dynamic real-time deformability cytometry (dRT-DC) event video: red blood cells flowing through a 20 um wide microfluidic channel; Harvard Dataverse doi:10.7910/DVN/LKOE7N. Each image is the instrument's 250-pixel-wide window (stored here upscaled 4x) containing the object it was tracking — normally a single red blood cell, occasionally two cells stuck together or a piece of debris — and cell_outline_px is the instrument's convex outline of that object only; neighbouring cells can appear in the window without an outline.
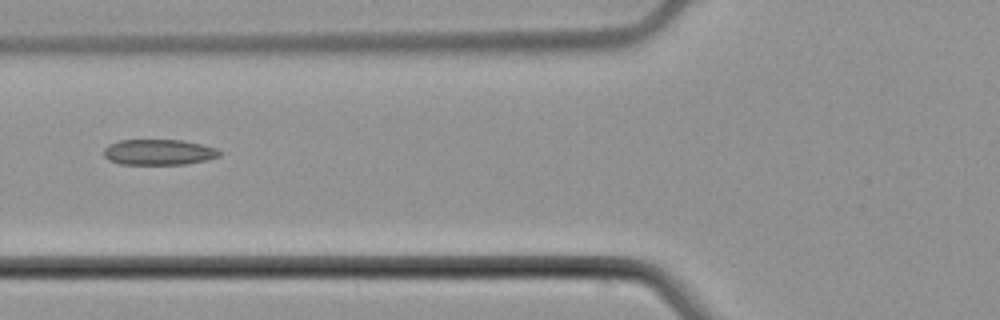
{"species": "common noctule bat (a hibernating species)", "species_latin": "Nyctalus noctula", "temperature_condition": "cold", "stored_images_in_passage": 4, "camera_frame_rate_fps": 3000, "um_per_image_px": 0.085, "animal": {"sex": "male", "body_mass_g": 21.5, "forearm_length_mm": 52.0}, "frame": {"image": 1, "passage_image": 4, "time_ms": 3.667, "image_size_px": [1000, 320], "cell_outline_px": [[220, 156], [204, 160], [184, 164], [120, 164], [108, 160], [104, 156], [104, 148], [108, 144], [120, 140], [180, 140], [200, 144], [216, 148], [220, 152]], "centroid_in_image_um": [13.44, 12.93], "position_along_channel_um": 112.4, "area_um2": 17.17}}